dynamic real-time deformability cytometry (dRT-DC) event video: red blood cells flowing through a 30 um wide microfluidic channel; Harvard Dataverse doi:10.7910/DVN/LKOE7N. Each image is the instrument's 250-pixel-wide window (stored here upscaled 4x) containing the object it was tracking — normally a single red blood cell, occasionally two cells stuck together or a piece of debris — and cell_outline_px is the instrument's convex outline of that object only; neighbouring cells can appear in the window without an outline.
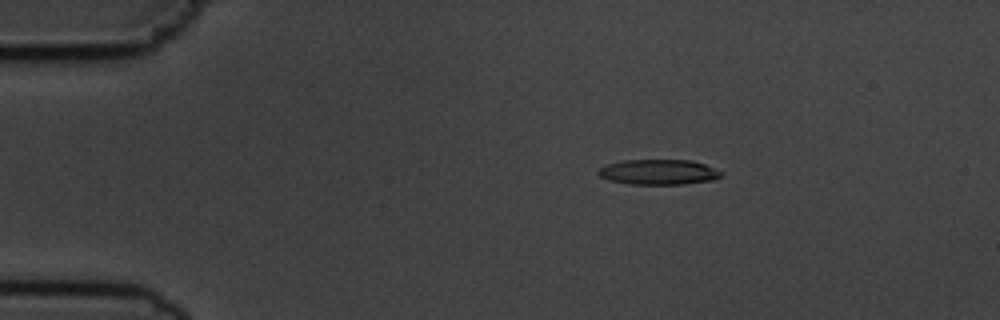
{"species": "common noctule bat (a hibernating species)", "species_latin": "Nyctalus noctula", "temperature_condition": "cold", "stored_images_in_passage": 8, "camera_frame_rate_fps": 3000, "um_per_image_px": 0.085, "animal": {"sex": "male", "body_mass_g": 19.5, "forearm_length_mm": 54.6}, "frame": {"image": 1, "passage_image": 3, "time_ms": 2.333, "image_size_px": [1000, 320], "cell_outline_px": [[724, 172], [720, 176], [712, 180], [684, 184], [628, 184], [608, 180], [600, 176], [596, 172], [600, 168], [608, 164], [624, 160], [692, 160], [704, 164]], "centroid_in_image_um": [55.97, 14.62], "position_along_channel_um": 29.0, "area_um2": 18.03}}
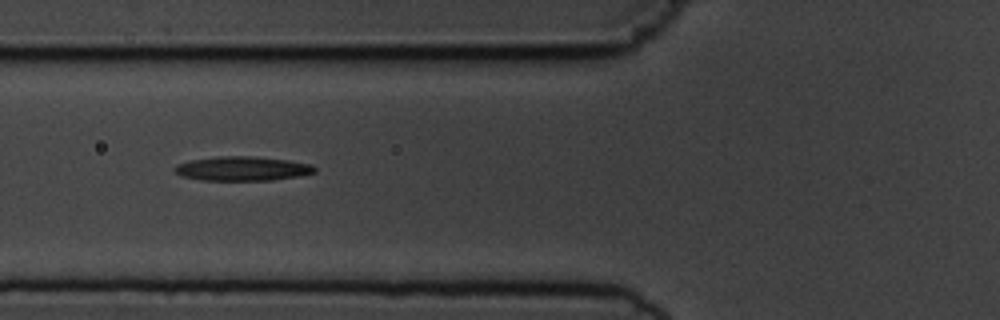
{"frame": {"image": 2, "passage_image": 6, "time_ms": 6.0, "image_size_px": [1000, 320], "cell_outline_px": [[316, 172], [300, 176], [272, 180], [200, 180], [180, 176], [172, 168], [176, 164], [192, 160], [220, 156], [252, 156], [288, 160], [312, 164], [316, 168]], "centroid_in_image_um": [20.6, 14.33], "position_along_channel_um": 105.2, "area_um2": 19.88}}
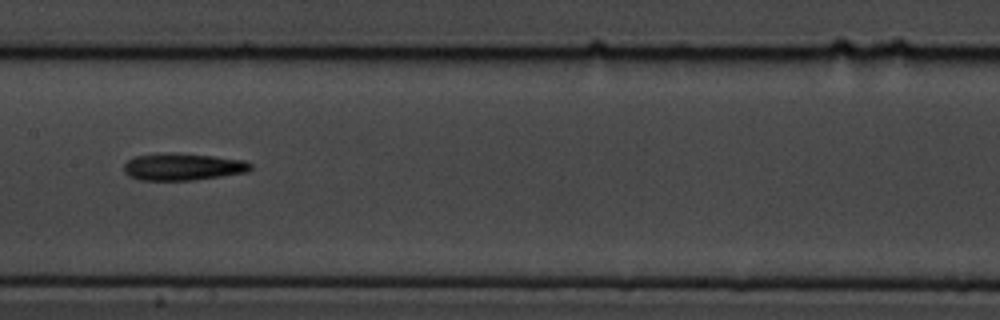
{"frame": {"image": 3, "passage_image": 8, "time_ms": 8.333, "image_size_px": [1000, 320], "cell_outline_px": [[252, 168], [248, 172], [192, 180], [140, 180], [128, 176], [124, 172], [124, 164], [128, 160], [136, 156], [212, 156], [244, 160], [252, 164]], "centroid_in_image_um": [15.58, 14.24], "position_along_channel_um": 191.8, "area_um2": 18.84}}